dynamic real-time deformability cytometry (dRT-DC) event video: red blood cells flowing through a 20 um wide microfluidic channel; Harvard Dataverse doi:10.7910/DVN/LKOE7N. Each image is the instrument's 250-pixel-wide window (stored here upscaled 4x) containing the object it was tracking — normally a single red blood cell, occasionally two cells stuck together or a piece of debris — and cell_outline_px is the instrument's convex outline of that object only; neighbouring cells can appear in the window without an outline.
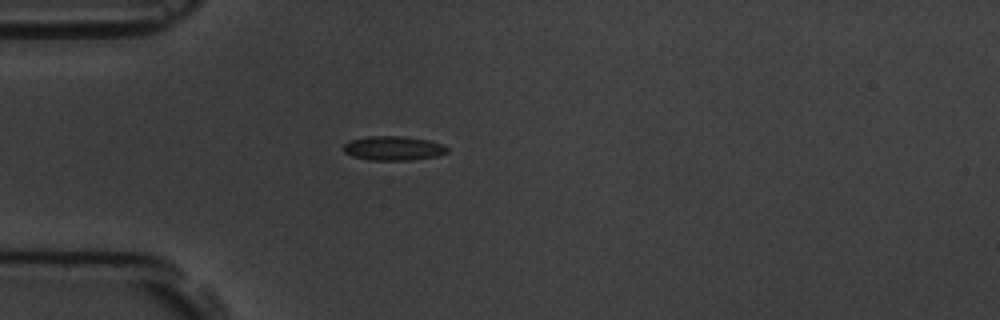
{"species": "common noctule bat (a hibernating species)", "species_latin": "Nyctalus noctula", "temperature_condition": "room temperature", "stored_images_in_passage": 2, "camera_frame_rate_fps": 3000, "um_per_image_px": 0.085, "animal": {"sex": "male", "body_mass_g": 19.5, "forearm_length_mm": 54.6}, "frame": {"image": 1, "passage_image": 1, "time_ms": 0.0, "image_size_px": [1000, 320], "cell_outline_px": [[448, 152], [436, 156], [412, 160], [368, 160], [352, 156], [344, 152], [344, 144], [352, 140], [368, 136], [404, 136], [428, 140], [444, 144], [448, 148]], "centroid_in_image_um": [33.46, 12.6], "position_along_channel_um": 51.5, "area_um2": 14.68}}